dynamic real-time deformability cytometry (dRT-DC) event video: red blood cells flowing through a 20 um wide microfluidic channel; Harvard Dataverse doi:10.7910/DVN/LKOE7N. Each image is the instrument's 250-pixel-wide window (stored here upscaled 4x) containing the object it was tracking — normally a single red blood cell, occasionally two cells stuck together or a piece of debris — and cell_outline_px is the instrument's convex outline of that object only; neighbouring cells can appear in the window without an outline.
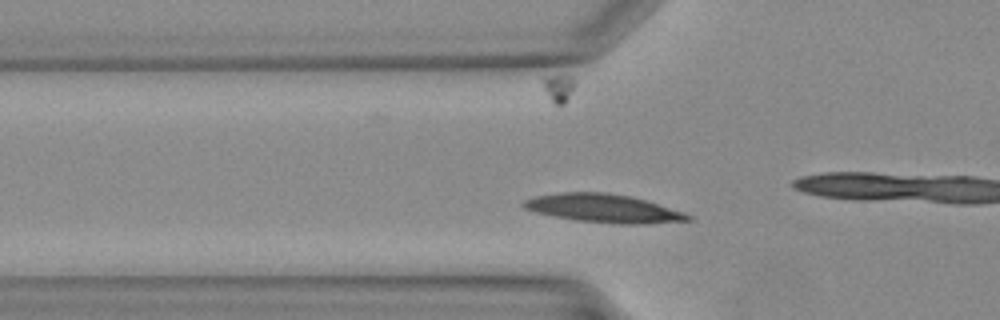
{"species": "Egyptian fruit bat (a non-hibernating species)", "species_latin": "Rousettus aegyptiacus", "temperature_condition": "warm", "stored_images_in_passage": 31, "camera_frame_rate_fps": 3000, "um_per_image_px": 0.085, "animal": {"sex": "female"}, "frame": {"image": 1, "passage_image": 10, "time_ms": 3.0, "image_size_px": [1000, 320], "cell_outline_px": [[692, 220], [644, 224], [616, 224], [576, 220], [552, 216], [536, 212], [524, 208], [520, 204], [524, 200], [536, 196], [560, 192], [604, 192], [628, 196], [648, 200], [684, 212], [692, 216]], "centroid_in_image_um": [51.31, 17.71], "position_along_channel_um": 74.5, "area_um2": 27.28}}